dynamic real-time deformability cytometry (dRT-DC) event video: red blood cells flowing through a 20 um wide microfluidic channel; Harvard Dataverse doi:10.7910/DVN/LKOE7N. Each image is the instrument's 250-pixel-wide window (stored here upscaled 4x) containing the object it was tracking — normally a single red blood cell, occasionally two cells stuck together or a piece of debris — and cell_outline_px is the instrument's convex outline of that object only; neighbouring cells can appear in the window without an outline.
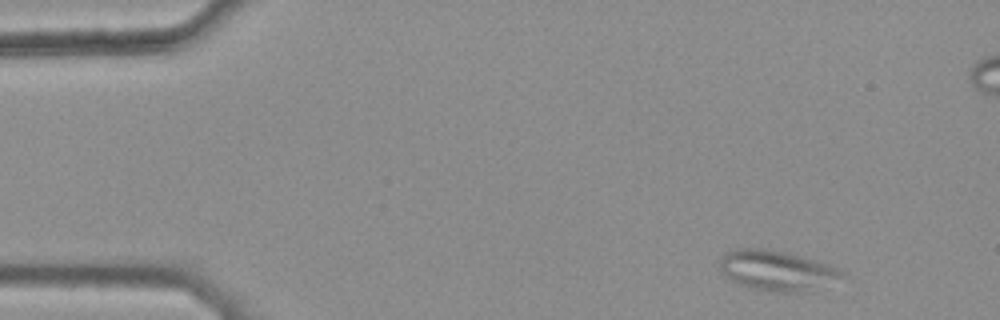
{"species": "common noctule bat (a hibernating species)", "species_latin": "Nyctalus noctula", "temperature_condition": "warm", "stored_images_in_passage": 41, "segment_of_instrument_passage": [1, 2], "camera_frame_rate_fps": 3000, "um_per_image_px": 0.085, "animal": {"sex": "female", "body_mass_g": 25.1}, "frame": {"image": 1, "passage_image": 2, "time_ms": 0.333, "image_size_px": [1000, 320], "cell_outline_px": [[844, 272], [840, 276], [804, 292], [764, 292], [740, 284], [732, 280], [720, 268], [720, 256], [724, 252], [736, 248], [768, 248], [788, 252], [828, 264]], "centroid_in_image_um": [65.92, 22.96], "position_along_channel_um": 19.1, "area_um2": 28.15}}